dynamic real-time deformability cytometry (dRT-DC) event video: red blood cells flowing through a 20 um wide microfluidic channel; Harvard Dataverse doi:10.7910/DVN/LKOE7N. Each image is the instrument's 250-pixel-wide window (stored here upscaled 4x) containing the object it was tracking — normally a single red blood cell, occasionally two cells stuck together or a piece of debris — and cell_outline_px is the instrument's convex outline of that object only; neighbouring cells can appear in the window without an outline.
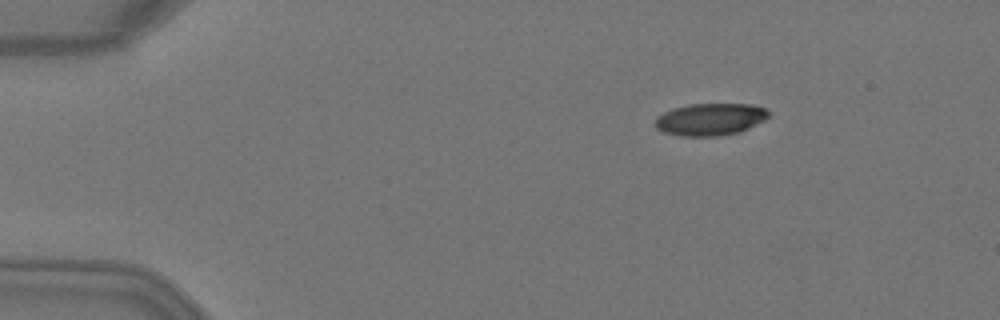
{"species": "Egyptian fruit bat (a non-hibernating species)", "species_latin": "Rousettus aegyptiacus", "temperature_condition": "warm", "stored_images_in_passage": 3, "camera_frame_rate_fps": 3000, "um_per_image_px": 0.085, "animal": {"sex": "female"}, "frame": {"image": 1, "passage_image": 1, "time_ms": 0.0, "image_size_px": [1000, 320], "cell_outline_px": [[768, 116], [764, 120], [740, 132], [720, 136], [680, 136], [664, 132], [656, 128], [656, 116], [672, 108], [688, 104], [752, 104], [764, 108], [768, 112]], "centroid_in_image_um": [60.34, 10.14], "position_along_channel_um": 24.7, "area_um2": 21.27}}